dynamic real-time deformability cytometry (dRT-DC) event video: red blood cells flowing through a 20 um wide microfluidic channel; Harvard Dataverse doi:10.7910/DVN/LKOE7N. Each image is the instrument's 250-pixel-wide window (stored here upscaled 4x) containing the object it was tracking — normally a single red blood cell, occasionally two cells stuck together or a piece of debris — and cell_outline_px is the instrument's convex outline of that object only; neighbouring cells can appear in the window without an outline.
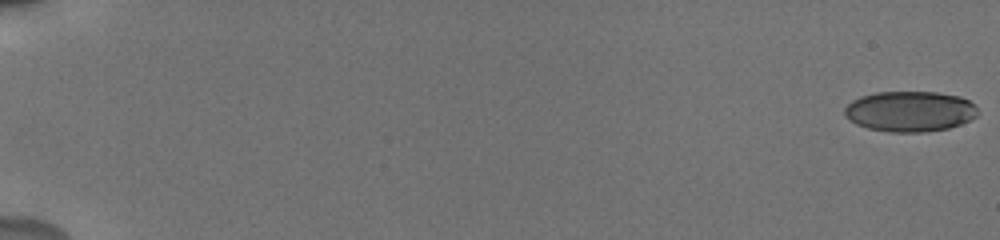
{"species": "human", "species_latin": "Homo sapiens", "temperature_condition": "cold", "stored_images_in_passage": 56, "camera_frame_rate_fps": 3000, "um_per_image_px": 0.085, "donor": {"sex": "male"}, "frame": {"image": 1, "passage_image": 1, "time_ms": 0.0, "image_size_px": [1000, 240], "cell_outline_px": [[980, 112], [976, 116], [960, 124], [948, 128], [924, 132], [888, 132], [868, 128], [856, 124], [844, 116], [844, 108], [852, 100], [860, 96], [876, 92], [936, 92], [960, 96], [976, 104]], "centroid_in_image_um": [77.34, 9.46], "position_along_channel_um": 7.7, "area_um2": 31.67}}
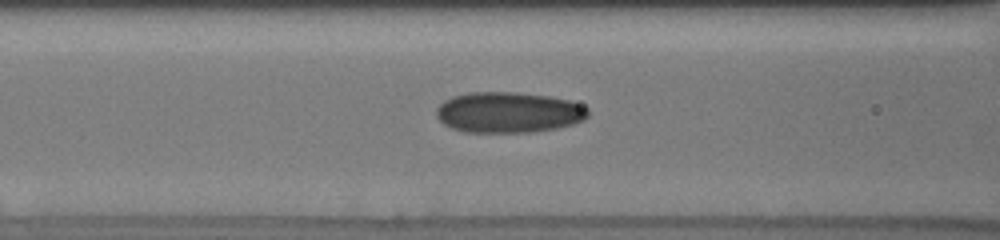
{"frame": {"image": 2, "passage_image": 26, "time_ms": 8.333, "image_size_px": [1000, 240], "cell_outline_px": [[588, 116], [584, 120], [572, 124], [556, 128], [532, 132], [464, 132], [452, 128], [444, 124], [436, 116], [436, 108], [444, 100], [452, 96], [468, 92], [516, 92], [552, 96], [568, 100], [580, 104], [588, 108]], "centroid_in_image_um": [43.21, 9.54], "position_along_channel_um": 123.4, "area_um2": 36.24}}
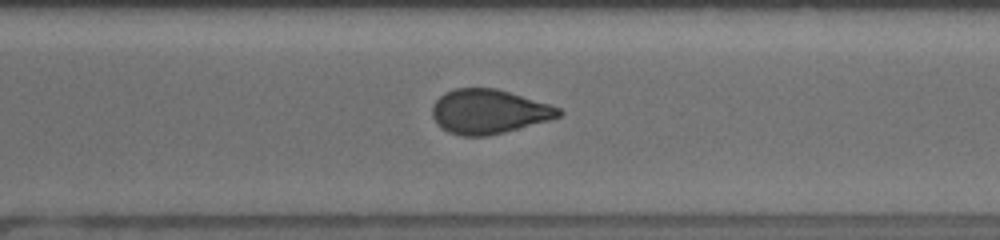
{"frame": {"image": 3, "passage_image": 42, "time_ms": 13.667, "image_size_px": [1000, 240], "cell_outline_px": [[564, 112], [560, 116], [548, 120], [504, 132], [484, 136], [460, 136], [448, 132], [440, 128], [436, 124], [432, 116], [432, 104], [444, 92], [456, 88], [496, 88], [548, 104], [560, 108]], "centroid_in_image_um": [41.49, 9.49], "position_along_channel_um": 329.1, "area_um2": 32.6}, "authors_computed_cell_mechanics": {"area_um2": 32.9171, "velocity_mm_per_s": 3.8646, "shape_relaxation_time_tau1_ms": 10.5762, "shape_relaxation_time_tau2_ms": 1.9105, "deformation_change_tau1": 0.2067, "deformation_change_tau2": 0.0818}}